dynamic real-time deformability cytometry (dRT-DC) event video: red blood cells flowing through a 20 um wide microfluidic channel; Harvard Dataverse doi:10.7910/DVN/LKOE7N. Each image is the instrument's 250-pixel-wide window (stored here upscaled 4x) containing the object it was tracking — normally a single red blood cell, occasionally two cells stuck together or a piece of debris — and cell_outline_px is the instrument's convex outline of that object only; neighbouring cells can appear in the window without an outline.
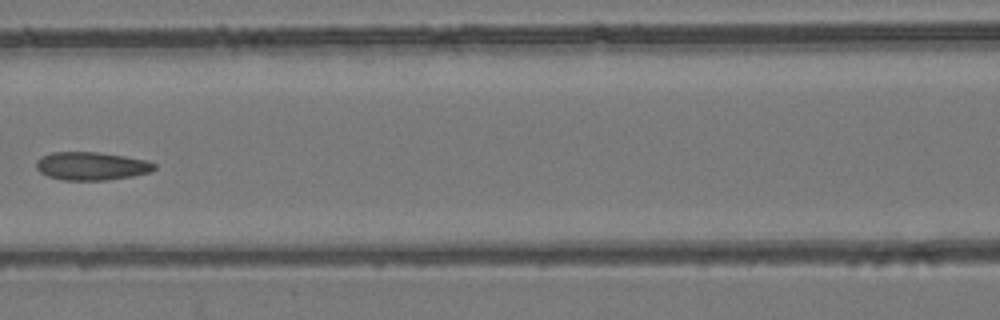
{"species": "common noctule bat (a hibernating species)", "species_latin": "Nyctalus noctula", "temperature_condition": "room temperature", "stored_images_in_passage": 6, "camera_frame_rate_fps": 3000, "um_per_image_px": 0.085, "animal": {"sex": "female", "body_mass_g": 24.6, "forearm_length_mm": 56.2}, "frame": {"image": 1, "passage_image": 6, "time_ms": 7.0, "image_size_px": [1000, 320], "cell_outline_px": [[156, 168], [152, 172], [132, 176], [108, 180], [64, 180], [48, 176], [40, 172], [36, 168], [36, 160], [40, 156], [52, 152], [96, 152], [124, 156], [148, 160], [156, 164]], "centroid_in_image_um": [7.78, 14.11], "position_along_channel_um": 158.8, "area_um2": 19.54}}